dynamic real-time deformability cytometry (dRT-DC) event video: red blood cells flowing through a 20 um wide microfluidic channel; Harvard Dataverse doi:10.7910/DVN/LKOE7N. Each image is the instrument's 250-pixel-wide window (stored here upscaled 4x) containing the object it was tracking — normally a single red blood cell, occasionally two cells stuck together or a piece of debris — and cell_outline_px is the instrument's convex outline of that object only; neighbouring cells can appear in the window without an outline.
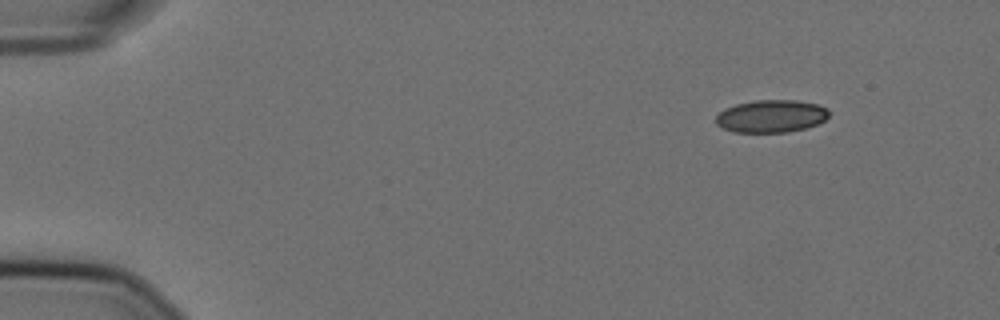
{"species": "Egyptian fruit bat (a non-hibernating species)", "species_latin": "Rousettus aegyptiacus", "temperature_condition": "cold", "stored_images_in_passage": 51, "camera_frame_rate_fps": 3000, "um_per_image_px": 0.085, "animal": {"sex": "female"}, "frame": {"image": 1, "passage_image": 1, "time_ms": 0.0, "image_size_px": [1000, 320], "cell_outline_px": [[832, 112], [820, 124], [788, 132], [732, 132], [716, 124], [716, 116], [724, 108], [736, 104], [752, 100], [796, 100], [820, 104], [828, 108]], "centroid_in_image_um": [65.59, 9.86], "position_along_channel_um": 19.4, "area_um2": 21.79}}
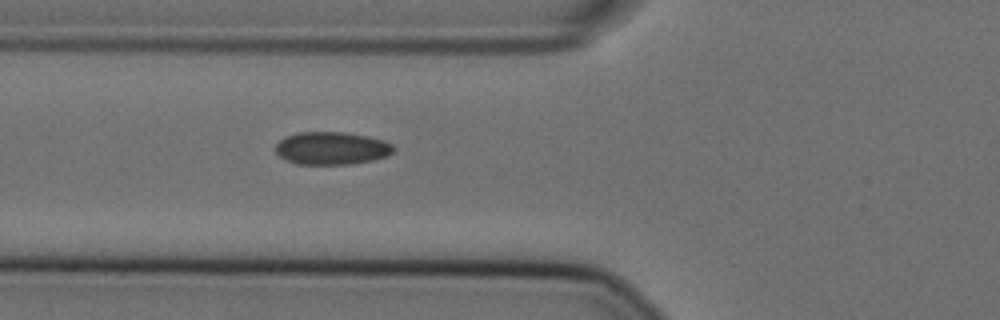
{"frame": {"image": 2, "passage_image": 16, "time_ms": 5.0, "image_size_px": [1000, 320], "cell_outline_px": [[396, 152], [388, 156], [372, 160], [348, 164], [296, 164], [284, 160], [276, 152], [276, 144], [280, 140], [296, 132], [344, 132], [368, 136], [384, 140], [392, 144], [396, 148]], "centroid_in_image_um": [28.23, 12.6], "position_along_channel_um": 97.6, "area_um2": 22.72}}
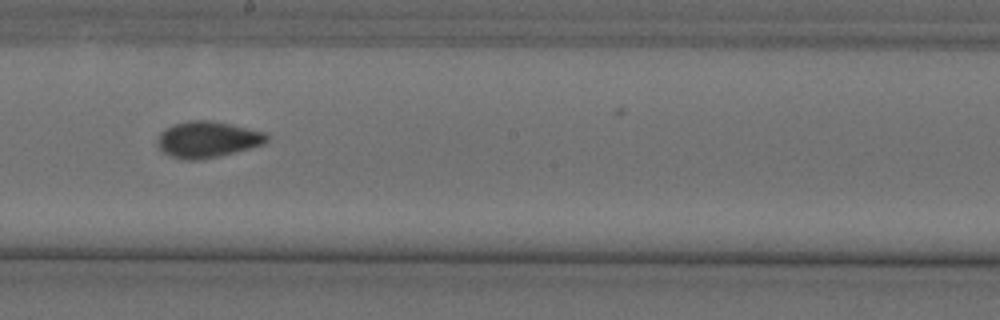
{"frame": {"image": 3, "passage_image": 27, "time_ms": 8.667, "image_size_px": [1000, 320], "cell_outline_px": [[268, 140], [264, 144], [236, 152], [220, 156], [200, 160], [184, 160], [172, 156], [164, 152], [156, 144], [156, 140], [160, 132], [172, 124], [188, 120], [212, 120], [268, 132]], "centroid_in_image_um": [17.65, 11.84], "position_along_channel_um": 230.6, "area_um2": 23.41}}